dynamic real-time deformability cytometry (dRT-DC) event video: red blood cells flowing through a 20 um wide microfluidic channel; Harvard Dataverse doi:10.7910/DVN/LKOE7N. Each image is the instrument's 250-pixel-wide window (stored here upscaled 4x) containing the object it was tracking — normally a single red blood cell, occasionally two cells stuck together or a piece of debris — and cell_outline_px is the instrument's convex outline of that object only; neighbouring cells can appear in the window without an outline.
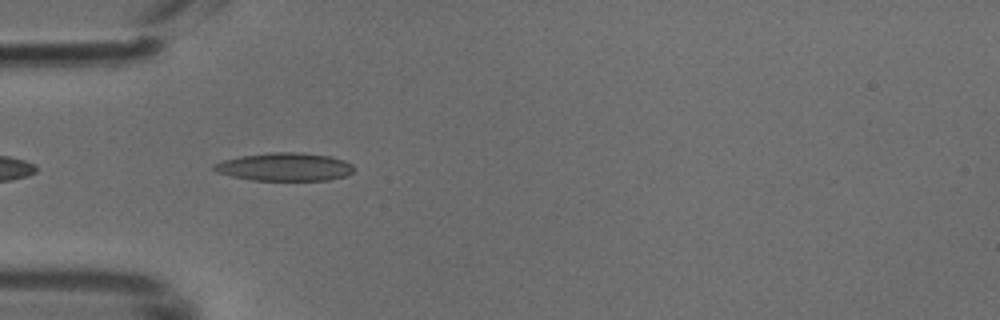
{"species": "common noctule bat (a hibernating species)", "species_latin": "Nyctalus noctula", "temperature_condition": "cold", "stored_images_in_passage": 36, "camera_frame_rate_fps": 3000, "um_per_image_px": 0.085, "animal": {"sex": "male", "body_mass_g": 18.8}, "frame": {"image": 1, "passage_image": 3, "time_ms": 0.667, "image_size_px": [1000, 320], "cell_outline_px": [[356, 168], [352, 172], [344, 176], [328, 180], [252, 180], [232, 176], [216, 172], [212, 168], [212, 164], [224, 160], [240, 156], [268, 152], [300, 152], [328, 156], [344, 160], [352, 164]], "centroid_in_image_um": [24.19, 14.18], "position_along_channel_um": 60.8, "area_um2": 22.95}}
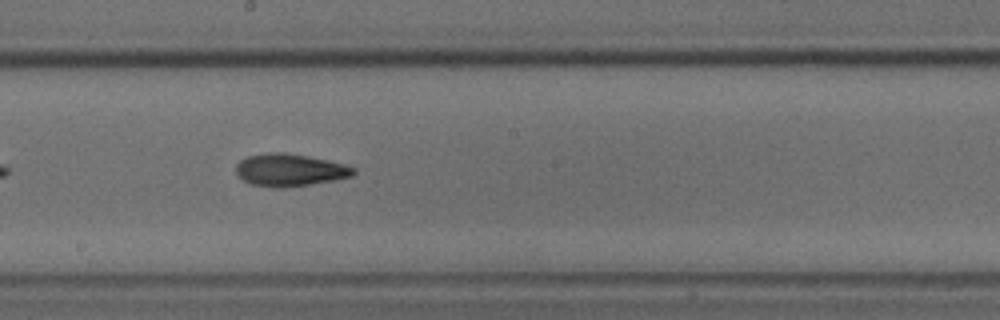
{"frame": {"image": 2, "passage_image": 15, "time_ms": 4.667, "image_size_px": [1000, 320], "cell_outline_px": [[356, 172], [352, 176], [332, 180], [308, 184], [280, 188], [252, 184], [244, 180], [236, 172], [236, 164], [240, 160], [248, 156], [268, 152], [284, 152], [308, 156], [344, 164], [356, 168]], "centroid_in_image_um": [24.63, 14.43], "position_along_channel_um": 223.6, "area_um2": 21.91}}
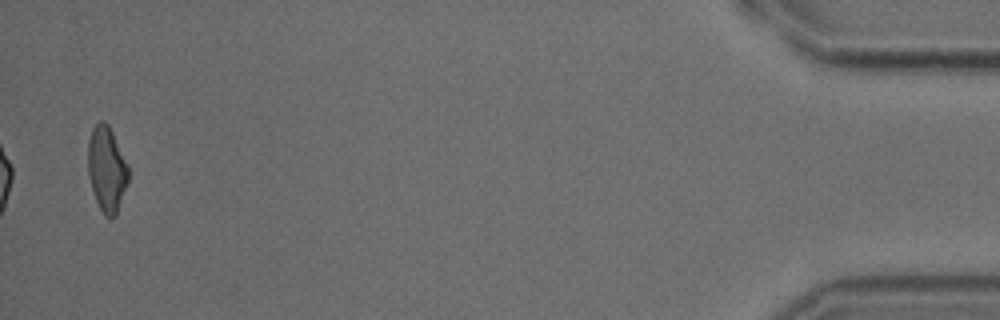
{"frame": {"image": 3, "passage_image": 36, "time_ms": 11.667, "image_size_px": [1000, 320], "cell_outline_px": [[128, 180], [116, 216], [104, 216], [92, 192], [88, 176], [88, 140], [92, 128], [100, 120], [104, 120], [108, 124], [128, 164]], "centroid_in_image_um": [9.06, 14.36], "position_along_channel_um": 426.1, "area_um2": 20.06}}